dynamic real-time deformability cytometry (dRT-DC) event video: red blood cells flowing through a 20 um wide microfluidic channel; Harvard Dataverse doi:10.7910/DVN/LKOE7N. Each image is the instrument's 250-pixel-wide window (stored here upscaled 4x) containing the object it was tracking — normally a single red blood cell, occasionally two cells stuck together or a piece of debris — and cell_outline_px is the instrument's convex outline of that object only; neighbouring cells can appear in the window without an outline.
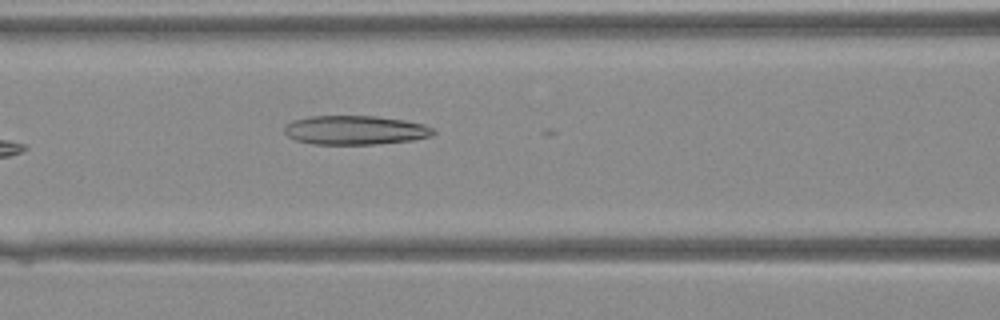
{"species": "Egyptian fruit bat (a non-hibernating species)", "species_latin": "Rousettus aegyptiacus", "temperature_condition": "warm", "stored_images_in_passage": 8, "camera_frame_rate_fps": 3000, "um_per_image_px": 0.085, "animal": {"sex": "female"}, "frame": {"image": 1, "passage_image": 7, "time_ms": 2.0, "image_size_px": [1000, 320], "cell_outline_px": [[436, 132], [432, 136], [412, 140], [376, 144], [312, 144], [296, 140], [288, 136], [284, 132], [284, 124], [292, 120], [308, 116], [376, 116], [404, 120], [424, 124], [432, 128]], "centroid_in_image_um": [30.16, 11.05], "position_along_channel_um": 136.4, "area_um2": 25.37}}